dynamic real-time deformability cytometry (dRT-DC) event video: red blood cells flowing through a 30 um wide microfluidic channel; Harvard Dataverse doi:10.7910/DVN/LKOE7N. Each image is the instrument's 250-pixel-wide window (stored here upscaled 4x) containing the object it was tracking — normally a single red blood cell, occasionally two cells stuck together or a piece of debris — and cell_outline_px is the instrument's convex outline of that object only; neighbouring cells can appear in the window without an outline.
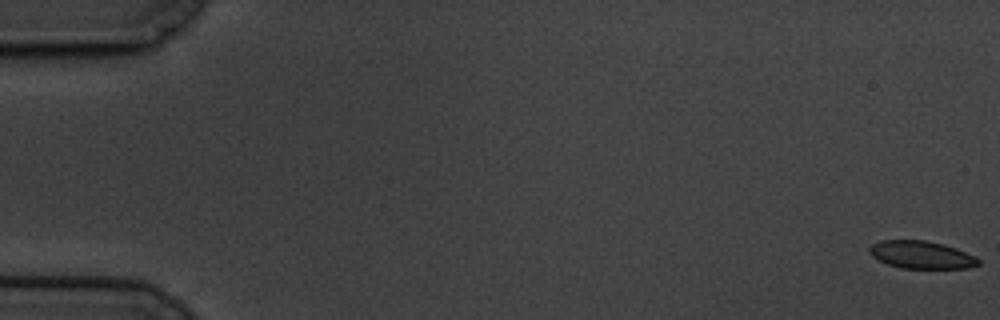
{"species": "common noctule bat (a hibernating species)", "species_latin": "Nyctalus noctula", "temperature_condition": "cold", "stored_images_in_passage": 61, "camera_frame_rate_fps": 3000, "um_per_image_px": 0.085, "animal": {"sex": "male", "body_mass_g": 19.5, "forearm_length_mm": 54.6}, "frame": {"image": 1, "passage_image": 1, "time_ms": 0.0, "image_size_px": [1000, 320], "cell_outline_px": [[980, 264], [968, 268], [900, 268], [888, 264], [872, 256], [868, 252], [868, 248], [872, 244], [880, 240], [924, 240], [944, 244], [956, 248], [976, 256], [980, 260]], "centroid_in_image_um": [78.32, 21.65], "position_along_channel_um": 6.7, "area_um2": 17.63}}
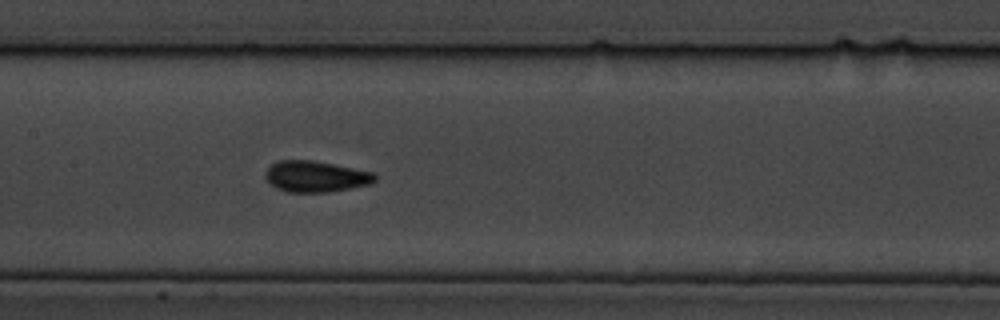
{"frame": {"image": 2, "passage_image": 30, "time_ms": 9.667, "image_size_px": [1000, 320], "cell_outline_px": [[376, 180], [372, 184], [328, 192], [288, 192], [276, 188], [268, 184], [264, 176], [264, 172], [272, 164], [280, 160], [312, 160], [372, 172], [376, 176]], "centroid_in_image_um": [26.79, 15.01], "position_along_channel_um": 180.6, "area_um2": 19.88}}
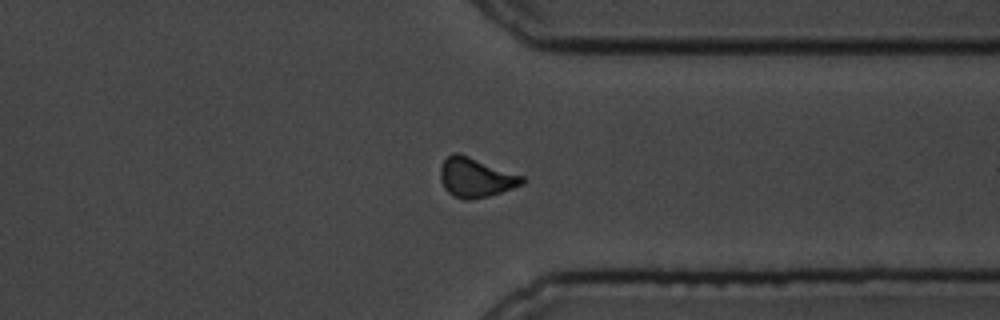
{"frame": {"image": 3, "passage_image": 47, "time_ms": 15.333, "image_size_px": [1000, 320], "cell_outline_px": [[524, 184], [488, 196], [472, 200], [464, 200], [452, 196], [444, 188], [440, 180], [440, 168], [444, 160], [452, 152], [456, 152], [468, 156], [524, 176]], "centroid_in_image_um": [40.41, 15.1], "position_along_channel_um": 371.0, "area_um2": 18.79}, "authors_computed_cell_mechanics": {"area_um2": 18.6116, "velocity_mm_per_s": 3.376, "shape_relaxation_time_tau1_ms": 3.3595, "shape_relaxation_time_tau2_ms": 1.6645, "deformation_change_tau1": 0.0756, "deformation_change_tau2": 0.0638}}